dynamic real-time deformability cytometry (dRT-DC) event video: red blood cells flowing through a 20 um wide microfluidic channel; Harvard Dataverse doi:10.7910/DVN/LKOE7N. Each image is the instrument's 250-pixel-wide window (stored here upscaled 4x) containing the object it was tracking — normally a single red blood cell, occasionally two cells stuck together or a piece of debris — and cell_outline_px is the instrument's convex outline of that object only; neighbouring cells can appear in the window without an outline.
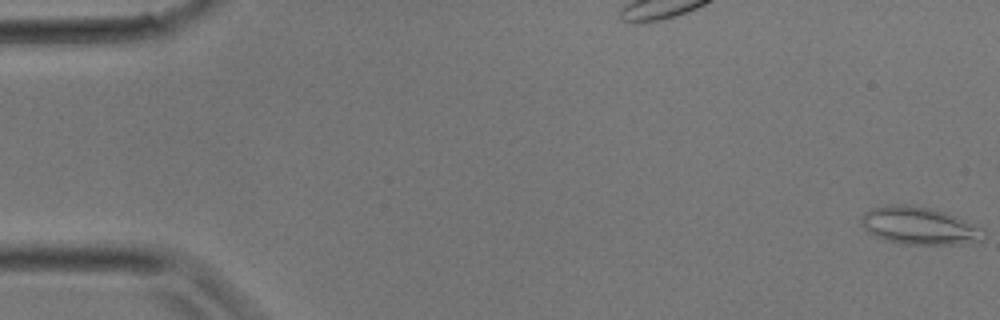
{"species": "common noctule bat (a hibernating species)", "species_latin": "Nyctalus noctula", "temperature_condition": "room temperature", "stored_images_in_passage": 32, "camera_frame_rate_fps": 3000, "um_per_image_px": 0.085, "animal": {"sex": "male", "body_mass_g": 17.9}, "frame": {"image": 1, "passage_image": 1, "time_ms": 0.0, "image_size_px": [1000, 320], "cell_outline_px": [[984, 240], [976, 244], [900, 244], [884, 240], [868, 232], [860, 224], [860, 216], [864, 212], [872, 208], [892, 204], [904, 204], [932, 208], [956, 216], [980, 228]], "centroid_in_image_um": [78.1, 19.2], "position_along_channel_um": 6.9, "area_um2": 26.93}}
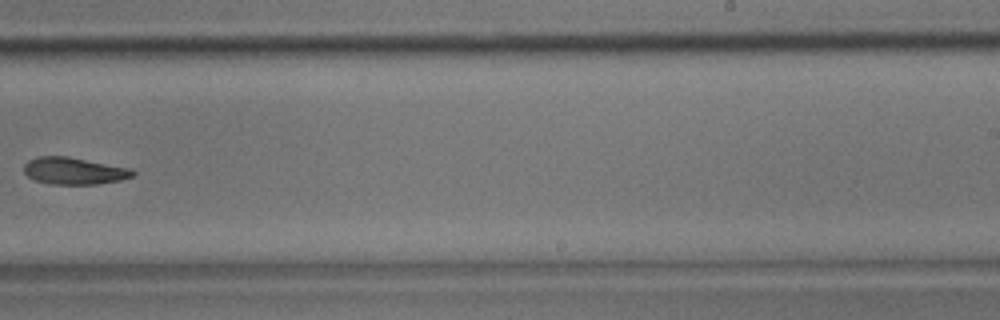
{"frame": {"image": 2, "passage_image": 21, "time_ms": 6.667, "image_size_px": [1000, 320], "cell_outline_px": [[136, 176], [120, 180], [96, 184], [48, 184], [36, 180], [28, 176], [24, 172], [24, 164], [28, 160], [36, 156], [68, 156], [128, 168], [136, 172]], "centroid_in_image_um": [6.28, 14.52], "position_along_channel_um": 282.7, "area_um2": 17.11}}
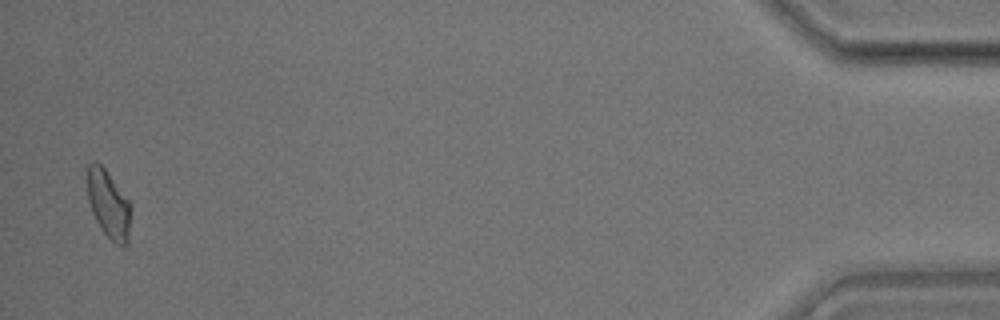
{"frame": {"image": 3, "passage_image": 32, "time_ms": 10.333, "image_size_px": [1000, 320], "cell_outline_px": [[132, 208], [128, 244], [116, 244], [104, 232], [96, 220], [92, 212], [88, 200], [88, 164], [96, 160], [104, 168], [132, 204]], "centroid_in_image_um": [9.26, 17.36], "position_along_channel_um": 425.9, "area_um2": 17.11}}